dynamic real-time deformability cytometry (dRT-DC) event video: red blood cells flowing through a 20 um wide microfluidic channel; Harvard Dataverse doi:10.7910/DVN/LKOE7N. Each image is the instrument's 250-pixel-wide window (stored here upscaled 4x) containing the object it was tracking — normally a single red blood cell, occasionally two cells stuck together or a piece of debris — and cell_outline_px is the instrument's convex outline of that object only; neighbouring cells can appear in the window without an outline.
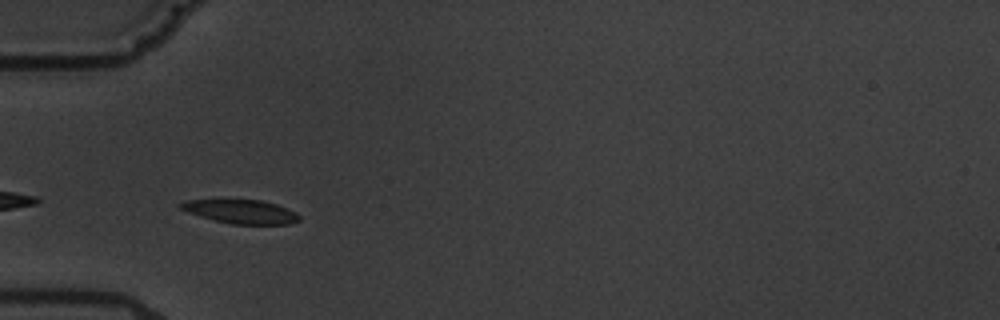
{"species": "common noctule bat (a hibernating species)", "species_latin": "Nyctalus noctula", "temperature_condition": "warm", "stored_images_in_passage": 13, "camera_frame_rate_fps": 3000, "um_per_image_px": 0.085, "animal": {"sex": "male", "body_mass_g": 19.5, "forearm_length_mm": 54.6}, "frame": {"image": 1, "passage_image": 4, "time_ms": 3.333, "image_size_px": [1000, 320], "cell_outline_px": [[300, 220], [288, 224], [232, 224], [200, 216], [180, 208], [176, 204], [184, 200], [260, 200], [276, 204], [288, 208], [296, 212], [300, 216]], "centroid_in_image_um": [20.5, 17.98], "position_along_channel_um": 64.5, "area_um2": 16.3}}
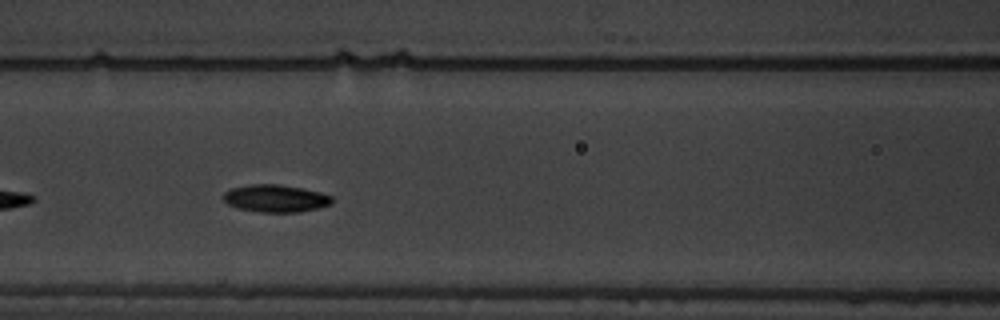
{"frame": {"image": 2, "passage_image": 6, "time_ms": 5.667, "image_size_px": [1000, 320], "cell_outline_px": [[332, 204], [300, 212], [260, 212], [240, 208], [228, 204], [224, 200], [224, 192], [232, 188], [252, 184], [280, 184], [320, 192], [332, 196]], "centroid_in_image_um": [23.44, 16.86], "position_along_channel_um": 143.2, "area_um2": 17.17}, "authors_computed_cell_mechanics": {"area_um2": 16.5886, "velocity_mm_per_s": 3.4739, "shape_relaxation_time_tau1_ms": 1.1179, "shape_relaxation_time_tau2_ms": null, "deformation_change_tau1": 0.0685, "deformation_change_tau2": null}}